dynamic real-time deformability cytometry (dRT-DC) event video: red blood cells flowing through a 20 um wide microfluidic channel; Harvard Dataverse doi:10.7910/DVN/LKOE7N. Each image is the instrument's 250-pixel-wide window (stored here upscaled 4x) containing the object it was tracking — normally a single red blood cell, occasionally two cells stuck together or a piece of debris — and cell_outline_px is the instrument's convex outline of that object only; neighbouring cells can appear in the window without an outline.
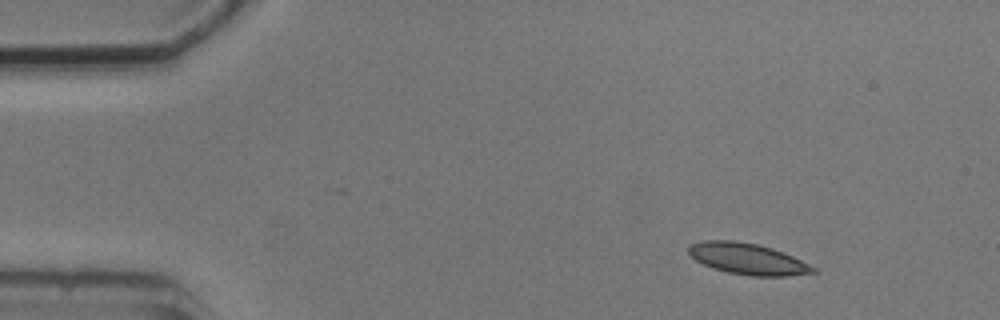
{"species": "common noctule bat (a hibernating species)", "species_latin": "Nyctalus noctula", "temperature_condition": "cold", "stored_images_in_passage": 7, "camera_frame_rate_fps": 3000, "um_per_image_px": 0.085, "animal": {"sex": "male", "body_mass_g": 20.5, "forearm_length_mm": 52.5}, "frame": {"image": 1, "passage_image": 1, "time_ms": 0.0, "image_size_px": [1000, 320], "cell_outline_px": [[816, 272], [784, 276], [752, 276], [728, 272], [712, 268], [696, 260], [688, 252], [688, 244], [704, 240], [736, 240], [756, 244], [772, 248], [784, 252], [816, 268]], "centroid_in_image_um": [63.51, 21.99], "position_along_channel_um": 21.5, "area_um2": 22.54}}
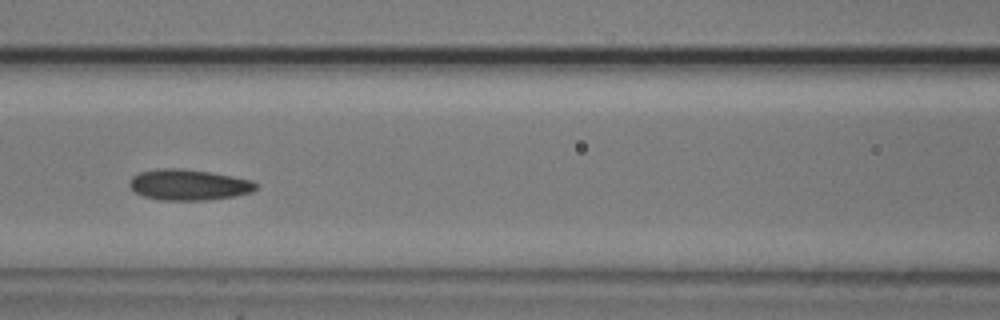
{"frame": {"image": 2, "passage_image": 6, "time_ms": 5.667, "image_size_px": [1000, 320], "cell_outline_px": [[260, 184], [252, 192], [236, 196], [208, 200], [160, 200], [144, 196], [136, 192], [128, 184], [132, 176], [140, 172], [156, 168], [184, 168], [232, 176], [252, 180]], "centroid_in_image_um": [16.06, 15.7], "position_along_channel_um": 150.5, "area_um2": 22.89}}